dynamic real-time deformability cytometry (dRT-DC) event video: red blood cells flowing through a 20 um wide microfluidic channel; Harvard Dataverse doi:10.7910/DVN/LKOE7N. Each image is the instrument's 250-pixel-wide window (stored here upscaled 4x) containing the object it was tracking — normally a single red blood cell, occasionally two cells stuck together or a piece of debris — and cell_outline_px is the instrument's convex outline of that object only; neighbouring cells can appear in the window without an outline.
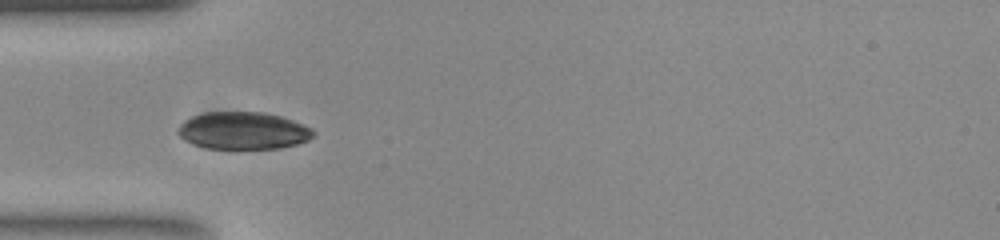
{"species": "common noctule bat (a hibernating species)", "species_latin": "Nyctalus noctula", "temperature_condition": "room temperature", "stored_images_in_passage": 42, "camera_frame_rate_fps": 3000, "um_per_image_px": 0.085, "animal": {"sex": "female", "body_mass_g": 23.0, "forearm_length_mm": 53.4}, "frame": {"image": 1, "passage_image": 7, "time_ms": 2.0, "image_size_px": [1000, 240], "cell_outline_px": [[316, 132], [308, 140], [296, 144], [280, 148], [208, 148], [192, 144], [184, 140], [176, 132], [180, 124], [184, 120], [192, 116], [204, 112], [264, 112], [280, 116], [292, 120], [312, 128]], "centroid_in_image_um": [20.65, 11.1], "position_along_channel_um": 64.4, "area_um2": 29.42}}
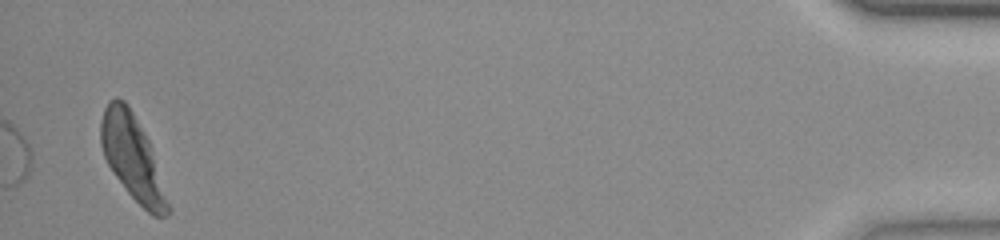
{"frame": {"image": 2, "passage_image": 42, "time_ms": 13.667, "image_size_px": [1000, 240], "cell_outline_px": [[172, 208], [168, 216], [152, 216], [128, 192], [116, 176], [108, 164], [104, 156], [100, 144], [100, 120], [104, 108], [108, 100], [116, 96], [124, 100], [128, 104], [148, 140]], "centroid_in_image_um": [11.25, 13.38], "position_along_channel_um": 423.9, "area_um2": 32.83}}